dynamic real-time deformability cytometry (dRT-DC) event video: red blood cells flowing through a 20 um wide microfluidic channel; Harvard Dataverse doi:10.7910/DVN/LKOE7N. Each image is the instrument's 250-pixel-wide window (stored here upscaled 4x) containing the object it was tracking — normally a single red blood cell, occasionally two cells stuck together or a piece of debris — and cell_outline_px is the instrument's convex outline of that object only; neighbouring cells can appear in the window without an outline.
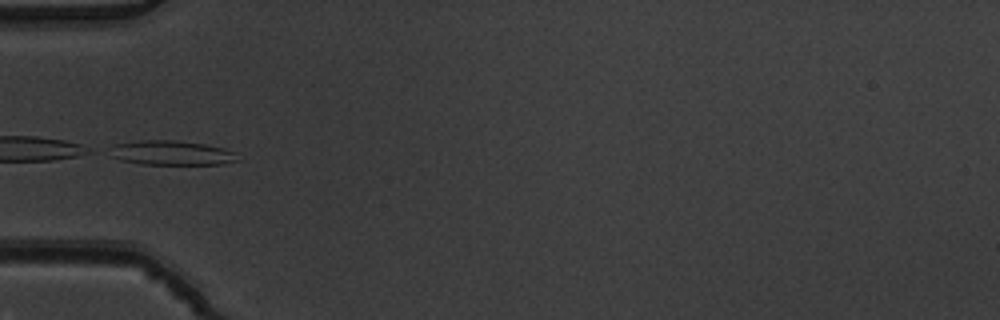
{"species": "common noctule bat (a hibernating species)", "species_latin": "Nyctalus noctula", "temperature_condition": "warm", "stored_images_in_passage": 5, "camera_frame_rate_fps": 3000, "um_per_image_px": 0.085, "animal": {"sex": "male", "body_mass_g": 19.5, "forearm_length_mm": 54.6}, "frame": {"image": 1, "passage_image": 5, "time_ms": 1.333, "image_size_px": [1000, 320], "cell_outline_px": [[240, 160], [220, 164], [140, 164], [120, 160], [104, 152], [112, 144], [140, 140], [172, 140], [204, 144], [224, 148], [236, 152]], "centroid_in_image_um": [14.5, 12.99], "position_along_channel_um": 70.5, "area_um2": 18.55}}